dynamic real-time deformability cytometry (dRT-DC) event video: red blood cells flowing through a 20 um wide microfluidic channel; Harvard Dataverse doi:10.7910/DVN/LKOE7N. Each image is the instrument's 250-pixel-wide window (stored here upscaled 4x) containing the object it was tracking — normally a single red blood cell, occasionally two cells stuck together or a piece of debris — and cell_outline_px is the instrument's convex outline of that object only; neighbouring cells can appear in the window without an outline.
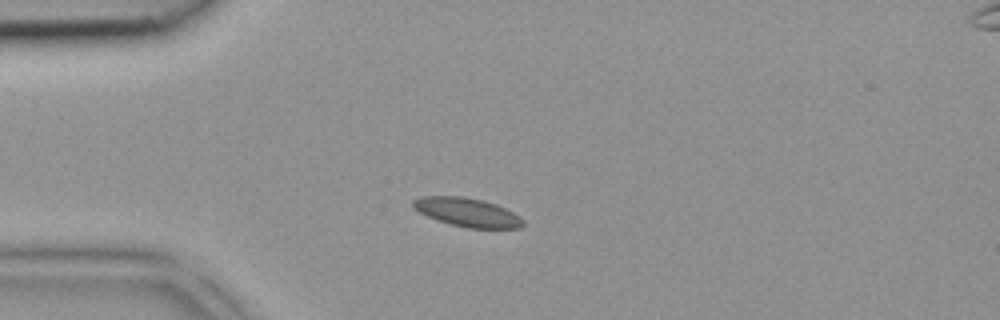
{"species": "common noctule bat (a hibernating species)", "species_latin": "Nyctalus noctula", "temperature_condition": "room temperature", "stored_images_in_passage": 3, "segment_of_instrument_passage": [1, 2], "camera_frame_rate_fps": 3000, "um_per_image_px": 0.085, "animal": {"sex": "female", "body_mass_g": 18.4}, "frame": {"image": 1, "passage_image": 2, "time_ms": 0.333, "image_size_px": [1000, 320], "cell_outline_px": [[524, 224], [520, 228], [468, 228], [452, 224], [428, 216], [412, 208], [412, 200], [420, 196], [464, 196], [484, 200], [496, 204], [520, 216], [524, 220]], "centroid_in_image_um": [39.72, 18.03], "position_along_channel_um": 45.3, "area_um2": 18.38}}